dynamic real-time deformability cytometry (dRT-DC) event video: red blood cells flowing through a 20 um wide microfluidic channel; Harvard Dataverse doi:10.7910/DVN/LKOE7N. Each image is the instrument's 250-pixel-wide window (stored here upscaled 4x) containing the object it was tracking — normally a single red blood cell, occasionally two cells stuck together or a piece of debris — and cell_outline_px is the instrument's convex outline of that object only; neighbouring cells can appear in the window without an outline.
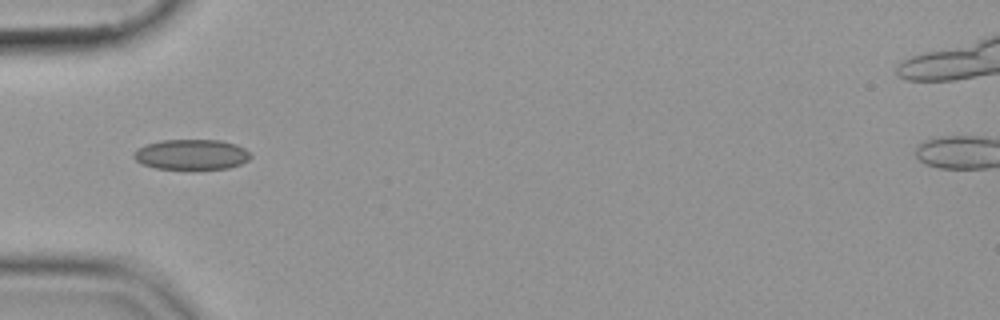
{"species": "common noctule bat (a hibernating species)", "species_latin": "Nyctalus noctula", "temperature_condition": "cold", "stored_images_in_passage": 37, "camera_frame_rate_fps": 3000, "um_per_image_px": 0.085, "animal": {"sex": "female", "body_mass_g": 19.9}, "frame": {"image": 1, "passage_image": 1, "time_ms": 0.0, "image_size_px": [1000, 320], "cell_outline_px": [[252, 156], [248, 160], [240, 164], [228, 168], [156, 168], [144, 164], [136, 160], [132, 156], [132, 152], [136, 148], [160, 140], [220, 140], [236, 144], [244, 148]], "centroid_in_image_um": [16.26, 13.11], "position_along_channel_um": 68.7, "area_um2": 20.4}}
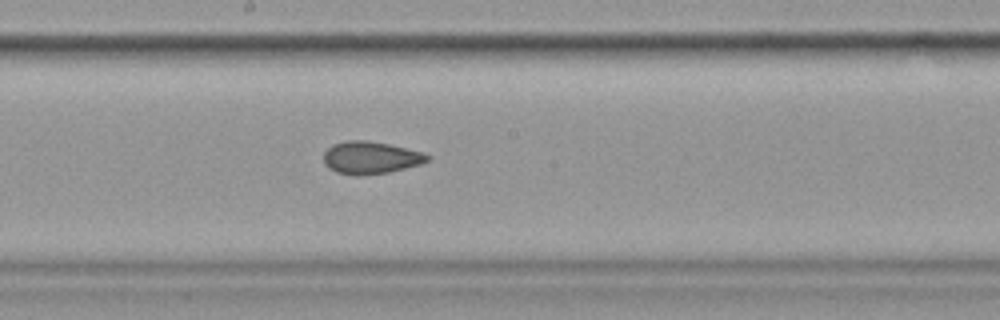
{"frame": {"image": 2, "passage_image": 13, "time_ms": 4.0, "image_size_px": [1000, 320], "cell_outline_px": [[432, 160], [420, 164], [388, 172], [336, 172], [328, 168], [324, 164], [324, 152], [332, 144], [348, 140], [368, 140], [388, 144], [424, 152], [432, 156]], "centroid_in_image_um": [31.55, 13.34], "position_along_channel_um": 216.6, "area_um2": 19.02}}
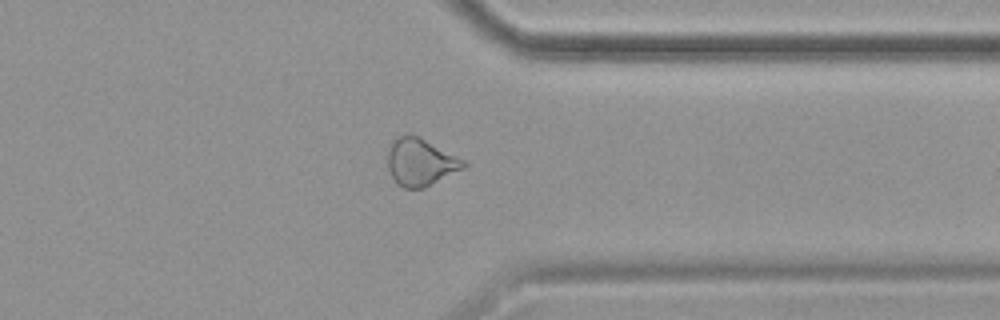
{"frame": {"image": 3, "passage_image": 26, "time_ms": 8.333, "image_size_px": [1000, 320], "cell_outline_px": [[468, 164], [464, 168], [424, 188], [404, 188], [396, 184], [388, 168], [388, 152], [392, 140], [396, 136], [416, 136], [464, 160]], "centroid_in_image_um": [35.72, 13.81], "position_along_channel_um": 375.7, "area_um2": 20.46}}